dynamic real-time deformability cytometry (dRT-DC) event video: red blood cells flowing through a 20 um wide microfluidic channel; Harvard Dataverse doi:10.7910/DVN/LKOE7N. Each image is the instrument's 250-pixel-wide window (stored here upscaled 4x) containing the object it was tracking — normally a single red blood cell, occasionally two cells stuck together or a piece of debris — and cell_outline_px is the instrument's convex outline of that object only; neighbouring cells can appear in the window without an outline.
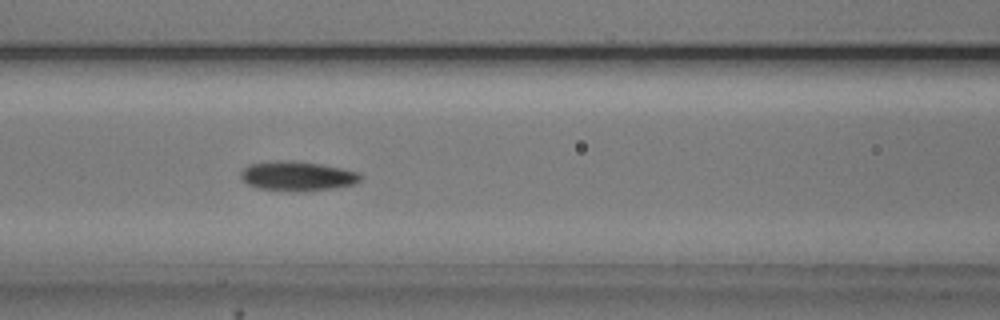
{"species": "common noctule bat (a hibernating species)", "species_latin": "Nyctalus noctula", "temperature_condition": "cold", "stored_images_in_passage": 44, "camera_frame_rate_fps": 3000, "um_per_image_px": 0.085, "animal": {"sex": "male", "body_mass_g": 20.5, "forearm_length_mm": 52.5}, "frame": {"image": 1, "passage_image": 12, "time_ms": 3.667, "image_size_px": [1000, 320], "cell_outline_px": [[364, 176], [360, 180], [352, 184], [332, 188], [256, 188], [248, 184], [240, 176], [240, 172], [248, 164], [276, 160], [292, 160], [320, 164], [360, 172]], "centroid_in_image_um": [25.26, 14.89], "position_along_channel_um": 141.3, "area_um2": 19.59}}
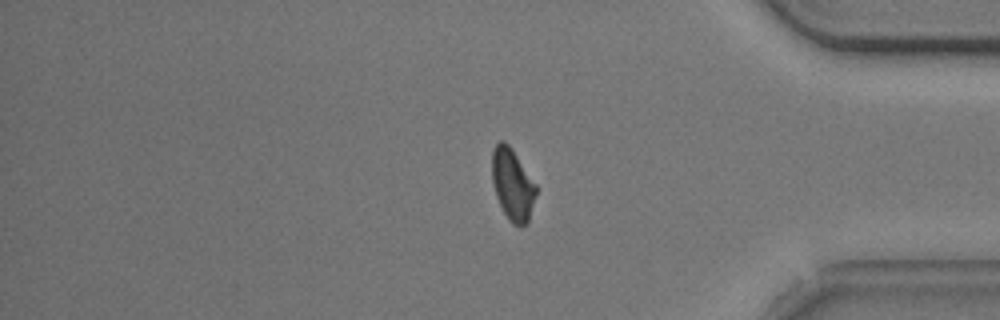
{"frame": {"image": 2, "passage_image": 34, "time_ms": 11.0, "image_size_px": [1000, 320], "cell_outline_px": [[536, 192], [528, 220], [524, 224], [512, 224], [508, 220], [496, 196], [492, 180], [492, 148], [500, 140], [504, 140], [512, 148], [536, 184]], "centroid_in_image_um": [43.54, 15.62], "position_along_channel_um": 391.7, "area_um2": 18.15}}
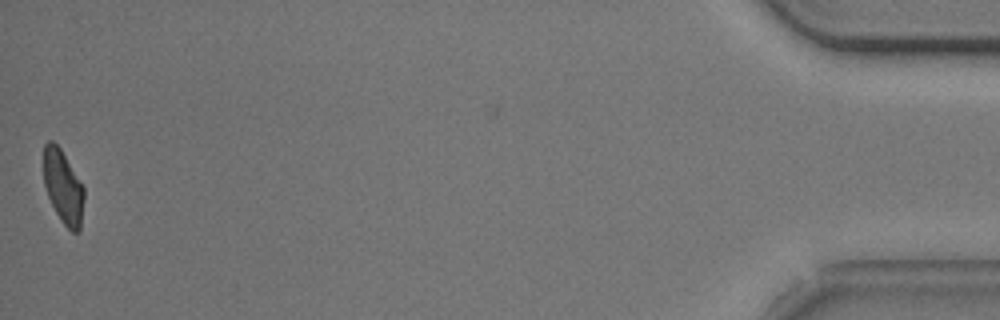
{"frame": {"image": 3, "passage_image": 43, "time_ms": 14.0, "image_size_px": [1000, 320], "cell_outline_px": [[84, 200], [80, 232], [72, 232], [60, 220], [48, 196], [44, 184], [44, 144], [48, 140], [52, 140], [60, 148], [84, 188]], "centroid_in_image_um": [5.37, 15.91], "position_along_channel_um": 429.8, "area_um2": 17.17}, "authors_computed_cell_mechanics": {"area_um2": 19.4208, "velocity_mm_per_s": 3.7172, "shape_relaxation_time_tau1_ms": 5.0813, "shape_relaxation_time_tau2_ms": 5.4315, "deformation_change_tau1": 0.1271, "deformation_change_tau2": 0.1083}}